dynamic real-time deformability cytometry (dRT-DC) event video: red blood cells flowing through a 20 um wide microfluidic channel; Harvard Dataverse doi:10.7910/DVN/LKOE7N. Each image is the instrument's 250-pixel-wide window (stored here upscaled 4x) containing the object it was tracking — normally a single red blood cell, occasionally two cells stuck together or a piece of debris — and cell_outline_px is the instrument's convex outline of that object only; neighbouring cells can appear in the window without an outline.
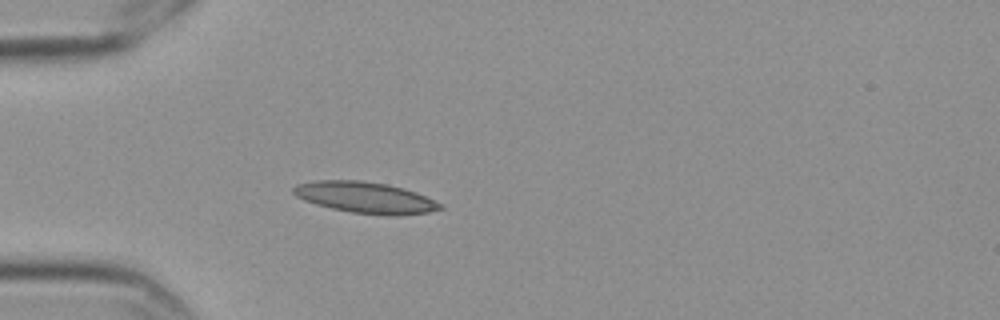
{"species": "Egyptian fruit bat (a non-hibernating species)", "species_latin": "Rousettus aegyptiacus", "temperature_condition": "cold", "stored_images_in_passage": 41, "camera_frame_rate_fps": 3000, "um_per_image_px": 0.085, "frame": {"image": 1, "passage_image": 1, "time_ms": 0.0, "image_size_px": [1000, 320], "cell_outline_px": [[444, 208], [428, 212], [396, 216], [388, 216], [352, 212], [332, 208], [316, 204], [304, 200], [296, 196], [292, 192], [292, 188], [296, 184], [316, 180], [360, 180], [388, 184], [404, 188], [416, 192], [444, 204]], "centroid_in_image_um": [31.07, 16.78], "position_along_channel_um": 53.9, "area_um2": 26.88}}
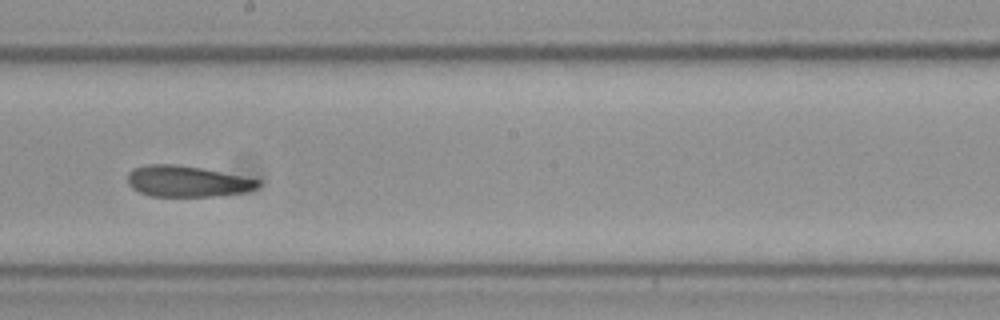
{"frame": {"image": 2, "passage_image": 17, "time_ms": 5.333, "image_size_px": [1000, 320], "cell_outline_px": [[260, 184], [256, 188], [244, 192], [216, 196], [152, 196], [140, 192], [132, 188], [128, 184], [128, 172], [136, 168], [148, 164], [172, 164], [200, 168], [260, 180]], "centroid_in_image_um": [15.88, 15.42], "position_along_channel_um": 232.3, "area_um2": 23.24}}
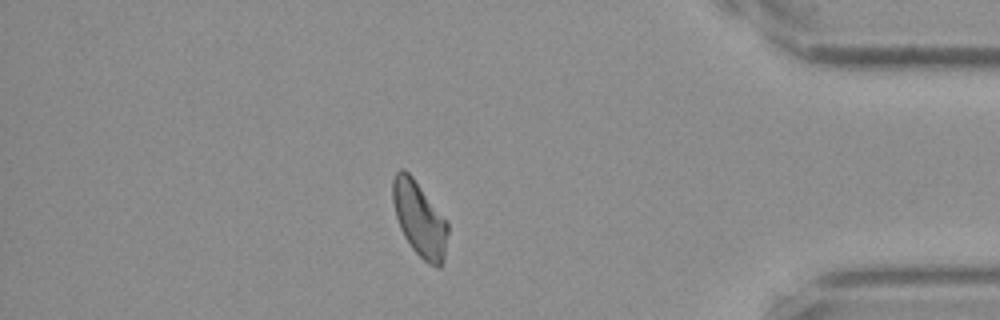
{"frame": {"image": 3, "passage_image": 34, "time_ms": 11.0, "image_size_px": [1000, 320], "cell_outline_px": [[448, 232], [444, 256], [440, 268], [428, 264], [412, 248], [404, 236], [400, 228], [396, 216], [392, 200], [392, 180], [396, 172], [400, 168], [404, 168], [412, 176], [448, 220]], "centroid_in_image_um": [35.66, 18.59], "position_along_channel_um": 399.5, "area_um2": 24.1}, "authors_computed_cell_mechanics": {"area_um2": 24.1604, "velocity_mm_per_s": 3.5293, "shape_relaxation_time_tau1_ms": 8.4583, "shape_relaxation_time_tau2_ms": 3.4778, "deformation_change_tau1": 0.1731, "deformation_change_tau2": 0.0945}}